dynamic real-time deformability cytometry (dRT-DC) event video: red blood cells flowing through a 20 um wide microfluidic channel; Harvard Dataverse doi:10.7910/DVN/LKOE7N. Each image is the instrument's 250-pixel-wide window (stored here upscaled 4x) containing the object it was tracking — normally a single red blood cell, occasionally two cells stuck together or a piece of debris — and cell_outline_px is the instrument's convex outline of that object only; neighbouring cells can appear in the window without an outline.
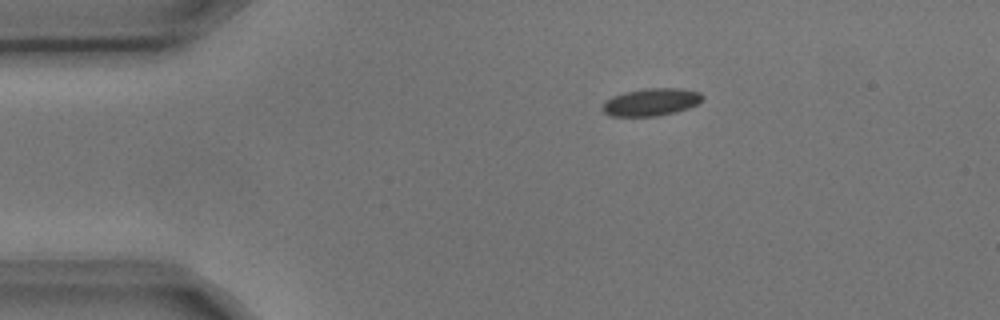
{"species": "common noctule bat (a hibernating species)", "species_latin": "Nyctalus noctula", "temperature_condition": "cold", "stored_images_in_passage": 7, "camera_frame_rate_fps": 3000, "um_per_image_px": 0.085, "animal": {"sex": "male", "body_mass_g": 17.9, "forearm_length_mm": 54.2}, "frame": {"image": 1, "passage_image": 1, "time_ms": 0.0, "image_size_px": [1000, 320], "cell_outline_px": [[704, 96], [696, 104], [688, 108], [676, 112], [656, 116], [612, 116], [604, 112], [600, 108], [612, 96], [624, 92], [648, 88], [680, 88], [700, 92]], "centroid_in_image_um": [55.35, 8.67], "position_along_channel_um": 29.7, "area_um2": 15.9}}
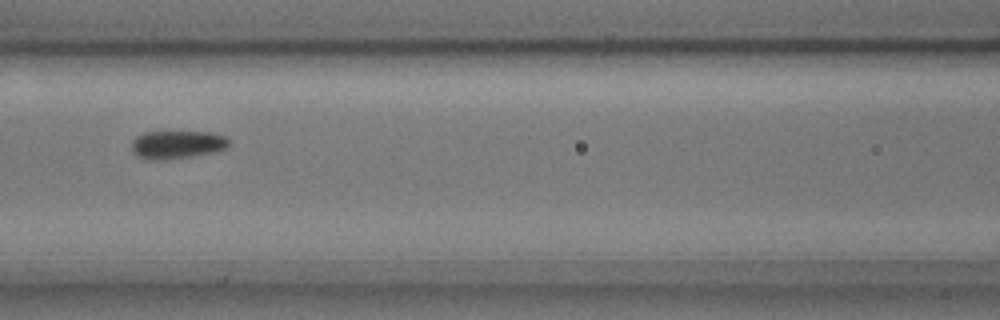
{"frame": {"image": 2, "passage_image": 5, "time_ms": 1.333, "image_size_px": [1000, 320], "cell_outline_px": [[228, 144], [224, 148], [216, 152], [168, 160], [144, 160], [136, 156], [132, 152], [132, 140], [136, 136], [144, 132], [212, 132], [224, 136], [228, 140]], "centroid_in_image_um": [14.99, 12.31], "position_along_channel_um": 151.6, "area_um2": 16.13}}
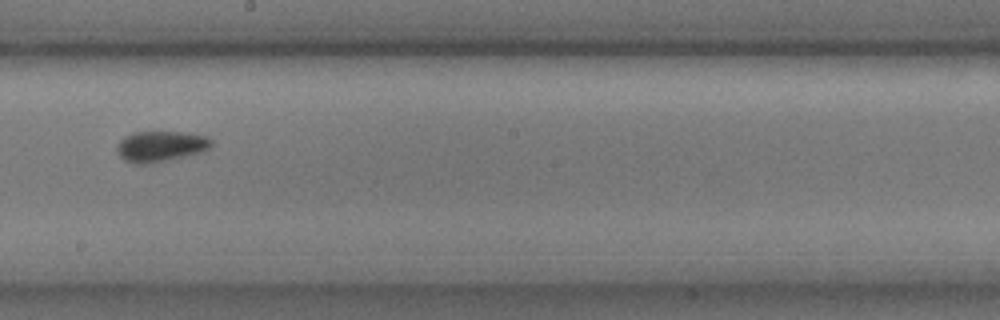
{"frame": {"image": 3, "passage_image": 7, "time_ms": 2.0, "image_size_px": [1000, 320], "cell_outline_px": [[212, 144], [208, 148], [200, 152], [184, 156], [164, 160], [140, 164], [136, 164], [124, 160], [120, 156], [116, 148], [120, 140], [124, 136], [132, 132], [184, 132], [208, 136], [212, 140]], "centroid_in_image_um": [13.64, 12.41], "position_along_channel_um": 234.6, "area_um2": 16.65}}